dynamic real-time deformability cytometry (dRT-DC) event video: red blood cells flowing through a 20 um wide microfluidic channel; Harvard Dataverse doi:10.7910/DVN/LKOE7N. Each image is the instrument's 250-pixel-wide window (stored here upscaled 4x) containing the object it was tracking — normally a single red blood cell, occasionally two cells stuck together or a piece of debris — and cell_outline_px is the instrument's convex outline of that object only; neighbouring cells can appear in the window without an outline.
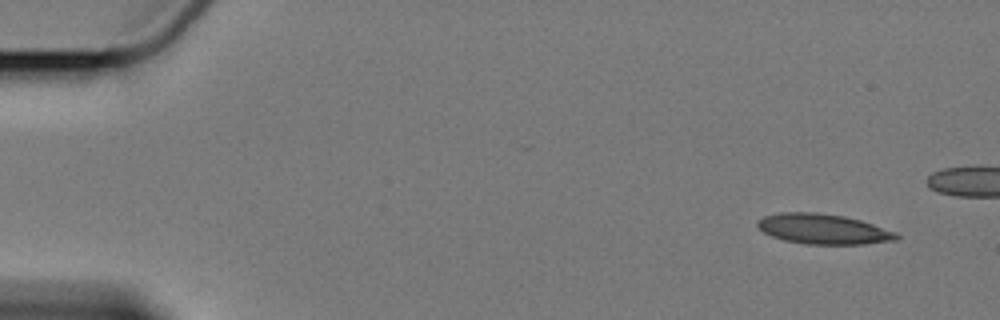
{"species": "Egyptian fruit bat (a non-hibernating species)", "species_latin": "Rousettus aegyptiacus", "temperature_condition": "cold", "stored_images_in_passage": 5, "segment_of_instrument_passage": [2, 2], "camera_frame_rate_fps": 3000, "um_per_image_px": 0.085, "animal": {"sex": "female"}, "frame": {"image": 1, "passage_image": 5, "time_ms": 4.667, "image_size_px": [1000, 320], "cell_outline_px": [[900, 236], [896, 240], [864, 244], [808, 244], [784, 240], [772, 236], [764, 232], [756, 224], [764, 216], [780, 212], [812, 212], [844, 216], [860, 220], [896, 232]], "centroid_in_image_um": [69.99, 19.47], "position_along_channel_um": 15.0, "area_um2": 24.16}}